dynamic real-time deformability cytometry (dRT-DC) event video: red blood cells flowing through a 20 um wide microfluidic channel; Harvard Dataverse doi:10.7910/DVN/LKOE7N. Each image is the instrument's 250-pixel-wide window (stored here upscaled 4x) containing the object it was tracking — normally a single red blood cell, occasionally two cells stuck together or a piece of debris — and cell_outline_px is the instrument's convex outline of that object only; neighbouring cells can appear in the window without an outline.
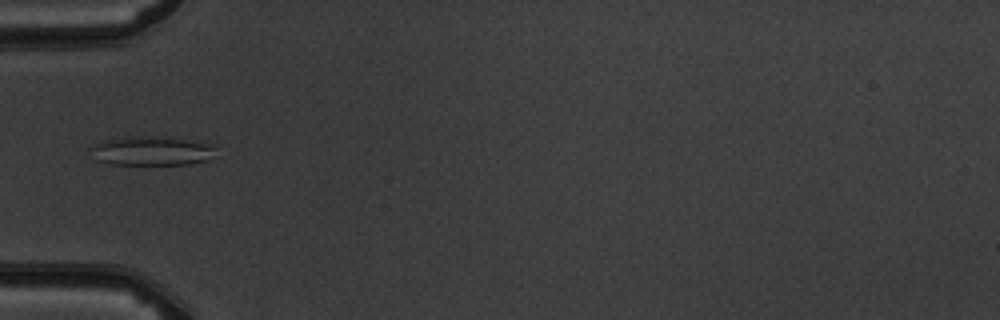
{"species": "common noctule bat (a hibernating species)", "species_latin": "Nyctalus noctula", "temperature_condition": "warm", "stored_images_in_passage": 6, "camera_frame_rate_fps": 3000, "um_per_image_px": 0.085, "animal": {"sex": "male", "body_mass_g": 19.5, "forearm_length_mm": 54.6}, "frame": {"image": 1, "passage_image": 6, "time_ms": 5.667, "image_size_px": [1000, 320], "cell_outline_px": [[216, 148], [208, 160], [192, 164], [112, 164], [100, 160], [88, 148], [92, 144], [124, 136], [152, 136], [192, 140], [216, 144]], "centroid_in_image_um": [12.94, 12.81], "position_along_channel_um": 72.1, "area_um2": 21.21}}